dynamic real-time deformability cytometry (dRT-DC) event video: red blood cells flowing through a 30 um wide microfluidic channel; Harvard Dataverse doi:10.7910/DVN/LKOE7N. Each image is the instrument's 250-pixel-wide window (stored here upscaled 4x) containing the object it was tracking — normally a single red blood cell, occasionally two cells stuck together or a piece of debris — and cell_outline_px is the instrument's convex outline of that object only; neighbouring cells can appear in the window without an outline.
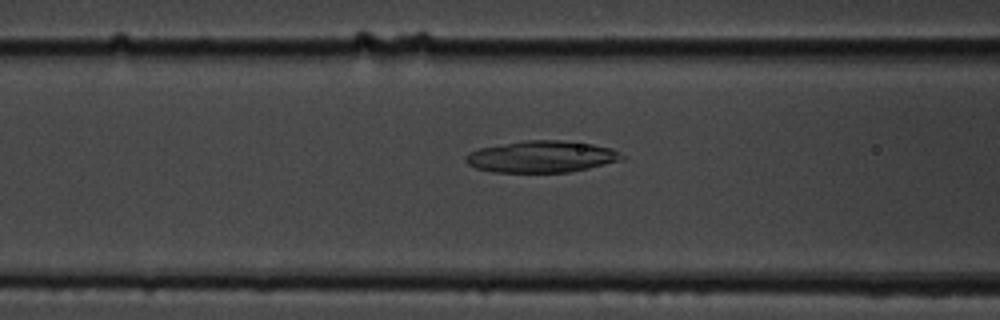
{"species": "common noctule bat (a hibernating species)", "species_latin": "Nyctalus noctula", "temperature_condition": "cold", "stored_images_in_passage": 48, "camera_frame_rate_fps": 3000, "um_per_image_px": 0.085, "animal": {"sex": "male", "body_mass_g": 19.5, "forearm_length_mm": 54.6}, "frame": {"image": 1, "passage_image": 15, "time_ms": 4.667, "image_size_px": [1000, 320], "cell_outline_px": [[624, 160], [588, 168], [568, 172], [492, 172], [476, 168], [468, 164], [464, 160], [464, 156], [468, 152], [480, 148], [524, 140], [564, 140], [592, 144], [612, 148], [624, 156]], "centroid_in_image_um": [46.03, 13.31], "position_along_channel_um": 120.6, "area_um2": 28.9}}
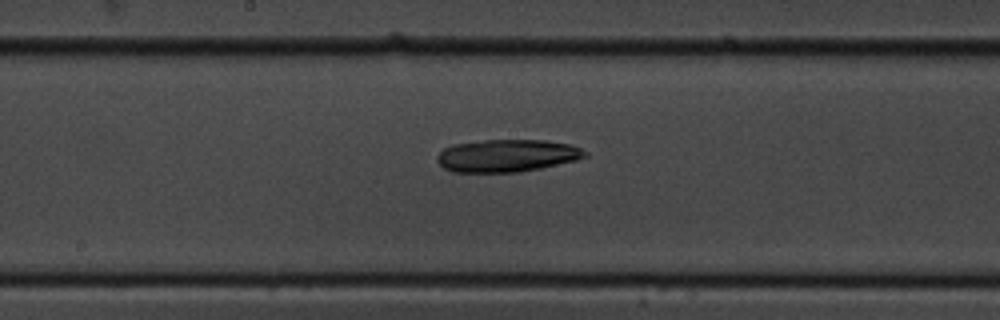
{"frame": {"image": 2, "passage_image": 22, "time_ms": 7.0, "image_size_px": [1000, 320], "cell_outline_px": [[588, 156], [576, 160], [540, 168], [520, 172], [452, 172], [444, 168], [436, 160], [436, 156], [444, 148], [452, 144], [484, 140], [544, 140], [568, 144], [580, 148], [588, 152]], "centroid_in_image_um": [43.07, 13.23], "position_along_channel_um": 205.1, "area_um2": 28.03}}
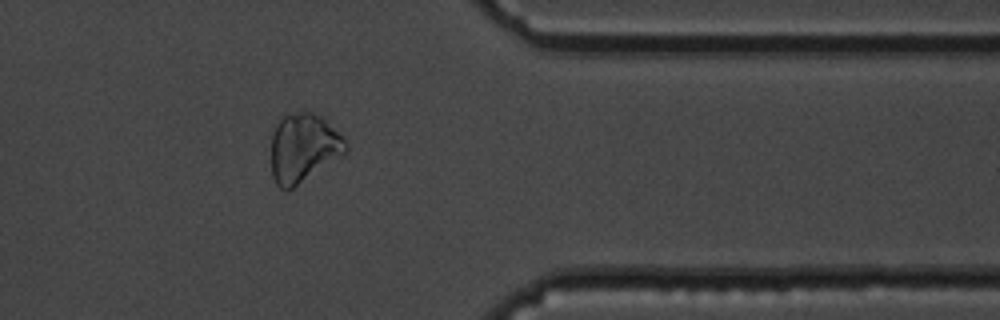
{"frame": {"image": 3, "passage_image": 38, "time_ms": 12.333, "image_size_px": [1000, 320], "cell_outline_px": [[348, 148], [344, 156], [292, 188], [284, 192], [276, 184], [272, 176], [272, 136], [280, 120], [284, 116], [300, 112], [312, 112], [320, 116], [344, 140]], "centroid_in_image_um": [25.79, 12.63], "position_along_channel_um": 385.6, "area_um2": 29.42}}